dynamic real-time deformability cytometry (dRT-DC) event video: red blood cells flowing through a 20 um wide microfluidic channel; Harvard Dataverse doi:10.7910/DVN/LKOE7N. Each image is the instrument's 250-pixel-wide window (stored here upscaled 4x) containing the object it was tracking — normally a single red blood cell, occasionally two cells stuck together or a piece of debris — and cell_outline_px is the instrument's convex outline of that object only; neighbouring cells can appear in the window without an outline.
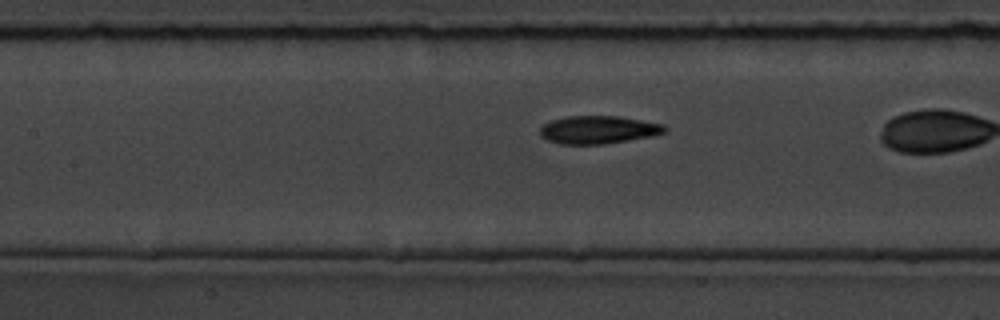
{"species": "common noctule bat (a hibernating species)", "species_latin": "Nyctalus noctula", "temperature_condition": "room temperature", "stored_images_in_passage": 41, "camera_frame_rate_fps": 3000, "um_per_image_px": 0.085, "animal": {"sex": "male", "body_mass_g": 19.5, "forearm_length_mm": 54.6}, "frame": {"image": 1, "passage_image": 23, "time_ms": 7.333, "image_size_px": [1000, 320], "cell_outline_px": [[668, 128], [664, 132], [652, 136], [604, 144], [560, 144], [548, 140], [540, 136], [540, 128], [544, 124], [552, 120], [568, 116], [620, 116], [664, 124]], "centroid_in_image_um": [50.86, 11.02], "position_along_channel_um": 156.5, "area_um2": 20.29}}
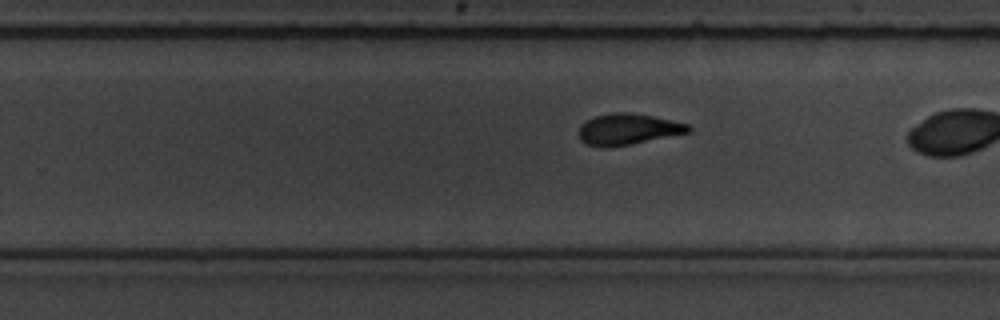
{"frame": {"image": 2, "passage_image": 33, "time_ms": 10.667, "image_size_px": [1000, 320], "cell_outline_px": [[692, 132], [632, 144], [608, 148], [584, 144], [580, 140], [580, 124], [584, 120], [596, 116], [616, 112], [628, 112], [652, 116], [688, 124], [692, 128]], "centroid_in_image_um": [53.37, 10.99], "position_along_channel_um": 276.4, "area_um2": 20.0}}